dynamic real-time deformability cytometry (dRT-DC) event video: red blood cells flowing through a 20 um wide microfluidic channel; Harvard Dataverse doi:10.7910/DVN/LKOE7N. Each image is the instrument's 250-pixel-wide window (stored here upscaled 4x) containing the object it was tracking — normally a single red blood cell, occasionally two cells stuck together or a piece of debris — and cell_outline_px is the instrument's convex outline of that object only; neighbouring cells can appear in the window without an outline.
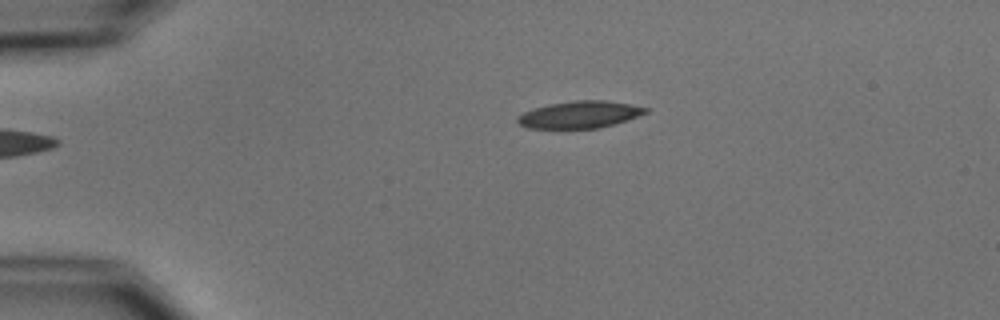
{"species": "common noctule bat (a hibernating species)", "species_latin": "Nyctalus noctula", "temperature_condition": "cold", "stored_images_in_passage": 4, "camera_frame_rate_fps": 3000, "um_per_image_px": 0.085, "animal": {"sex": "male", "body_mass_g": 15.6}, "frame": {"image": 1, "passage_image": 4, "time_ms": 3.667, "image_size_px": [1000, 320], "cell_outline_px": [[648, 112], [616, 124], [600, 128], [528, 128], [520, 124], [516, 120], [516, 116], [532, 108], [548, 104], [572, 100], [604, 100], [632, 104], [648, 108]], "centroid_in_image_um": [49.27, 9.73], "position_along_channel_um": 35.7, "area_um2": 20.35}}